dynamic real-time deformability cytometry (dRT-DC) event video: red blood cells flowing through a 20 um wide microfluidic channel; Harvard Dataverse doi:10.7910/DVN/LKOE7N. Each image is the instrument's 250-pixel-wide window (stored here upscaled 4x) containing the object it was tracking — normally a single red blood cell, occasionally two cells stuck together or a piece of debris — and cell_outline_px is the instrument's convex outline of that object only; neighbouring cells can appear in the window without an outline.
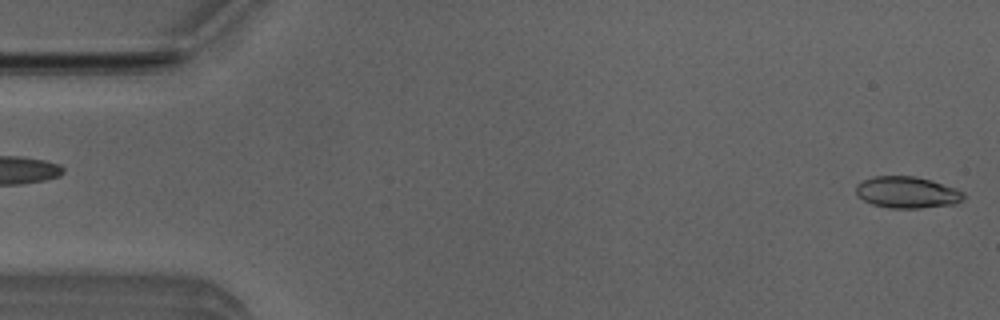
{"species": "Egyptian fruit bat (a non-hibernating species)", "species_latin": "Rousettus aegyptiacus", "temperature_condition": "room temperature", "stored_images_in_passage": 51, "camera_frame_rate_fps": 3000, "um_per_image_px": 0.085, "animal": {"sex": "male"}, "frame": {"image": 1, "passage_image": 1, "time_ms": 0.0, "image_size_px": [1000, 320], "cell_outline_px": [[964, 200], [956, 204], [920, 208], [888, 208], [872, 204], [864, 200], [856, 192], [856, 184], [872, 176], [916, 176], [932, 180], [956, 188], [964, 192]], "centroid_in_image_um": [77.14, 16.35], "position_along_channel_um": 7.9, "area_um2": 19.94}}
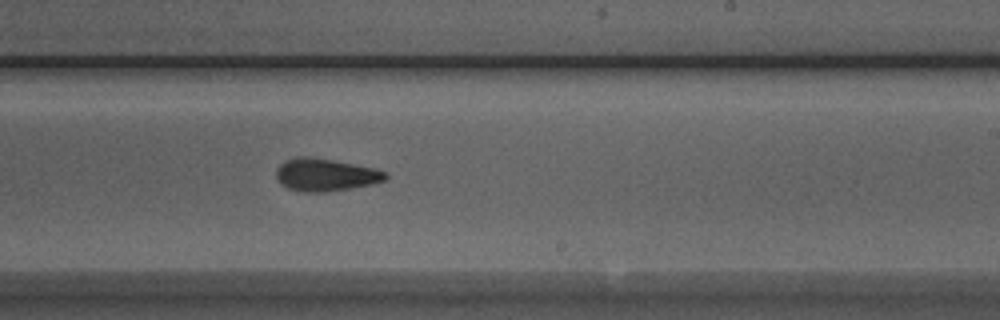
{"frame": {"image": 2, "passage_image": 30, "time_ms": 9.667, "image_size_px": [1000, 320], "cell_outline_px": [[388, 176], [384, 180], [372, 184], [348, 188], [320, 192], [304, 192], [288, 188], [280, 184], [276, 180], [276, 168], [284, 160], [300, 156], [308, 156], [332, 160], [376, 168], [388, 172]], "centroid_in_image_um": [27.63, 14.84], "position_along_channel_um": 261.4, "area_um2": 20.75}}
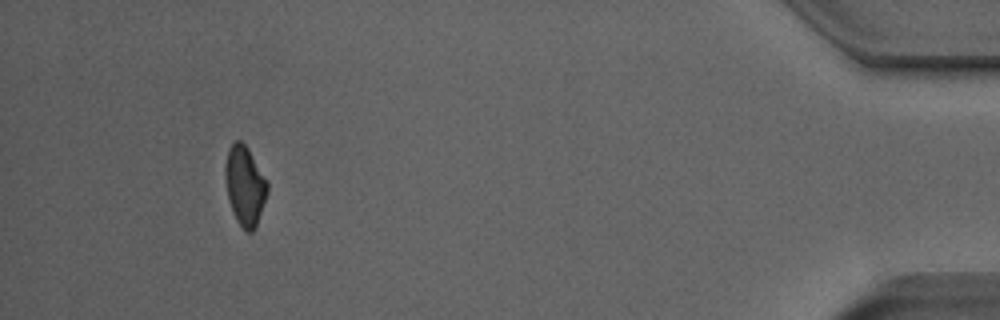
{"frame": {"image": 3, "passage_image": 47, "time_ms": 15.333, "image_size_px": [1000, 320], "cell_outline_px": [[268, 192], [256, 228], [252, 232], [244, 232], [236, 220], [228, 200], [224, 176], [224, 168], [228, 148], [236, 140], [240, 140], [248, 148], [268, 180]], "centroid_in_image_um": [20.81, 15.8], "position_along_channel_um": 414.4, "area_um2": 19.94}, "authors_computed_cell_mechanics": {"area_um2": 20.1144, "velocity_mm_per_s": 3.9801, "shape_relaxation_time_tau1_ms": 5.992, "shape_relaxation_time_tau2_ms": 3.4938, "deformation_change_tau1": 0.1616, "deformation_change_tau2": 0.1012}}